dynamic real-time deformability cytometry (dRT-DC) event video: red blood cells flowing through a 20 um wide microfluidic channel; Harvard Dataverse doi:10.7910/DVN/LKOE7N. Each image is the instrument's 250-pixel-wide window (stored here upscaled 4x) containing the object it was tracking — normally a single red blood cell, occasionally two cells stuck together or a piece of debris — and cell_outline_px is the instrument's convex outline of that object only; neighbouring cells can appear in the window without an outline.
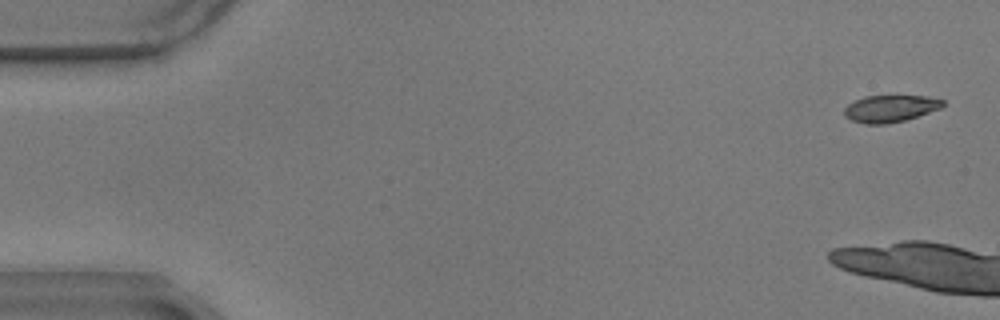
{"species": "common noctule bat (a hibernating species)", "species_latin": "Nyctalus noctula", "temperature_condition": "warm", "stored_images_in_passage": 7, "camera_frame_rate_fps": 3000, "um_per_image_px": 0.085, "animal": {"sex": "male", "body_mass_g": 17.9}, "frame": {"image": 1, "passage_image": 2, "time_ms": 0.333, "image_size_px": [1000, 320], "cell_outline_px": [[944, 104], [940, 108], [904, 120], [884, 124], [864, 124], [852, 120], [844, 116], [844, 108], [848, 104], [864, 96], [896, 92], [928, 96], [944, 100]], "centroid_in_image_um": [75.67, 9.15], "position_along_channel_um": 9.3, "area_um2": 16.24}}